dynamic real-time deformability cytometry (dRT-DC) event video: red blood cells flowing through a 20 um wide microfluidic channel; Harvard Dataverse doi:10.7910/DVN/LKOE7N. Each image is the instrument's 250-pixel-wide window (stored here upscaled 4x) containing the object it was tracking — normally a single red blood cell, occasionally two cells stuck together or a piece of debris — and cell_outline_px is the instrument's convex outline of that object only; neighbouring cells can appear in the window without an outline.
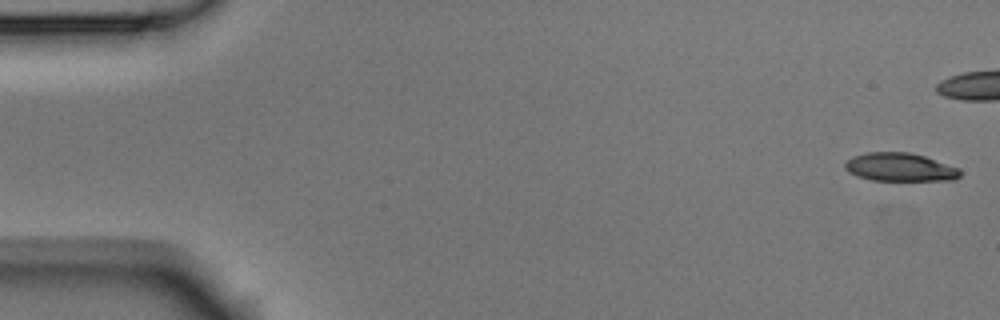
{"species": "Egyptian fruit bat (a non-hibernating species)", "species_latin": "Rousettus aegyptiacus", "temperature_condition": "room temperature", "stored_images_in_passage": 6, "camera_frame_rate_fps": 3000, "um_per_image_px": 0.085, "animal": {"sex": "male"}, "frame": {"image": 1, "passage_image": 1, "time_ms": 0.0, "image_size_px": [1000, 320], "cell_outline_px": [[960, 176], [956, 180], [872, 180], [856, 176], [848, 172], [844, 168], [844, 164], [852, 156], [868, 152], [908, 152], [924, 156], [960, 168]], "centroid_in_image_um": [76.48, 14.21], "position_along_channel_um": 8.5, "area_um2": 19.02}}